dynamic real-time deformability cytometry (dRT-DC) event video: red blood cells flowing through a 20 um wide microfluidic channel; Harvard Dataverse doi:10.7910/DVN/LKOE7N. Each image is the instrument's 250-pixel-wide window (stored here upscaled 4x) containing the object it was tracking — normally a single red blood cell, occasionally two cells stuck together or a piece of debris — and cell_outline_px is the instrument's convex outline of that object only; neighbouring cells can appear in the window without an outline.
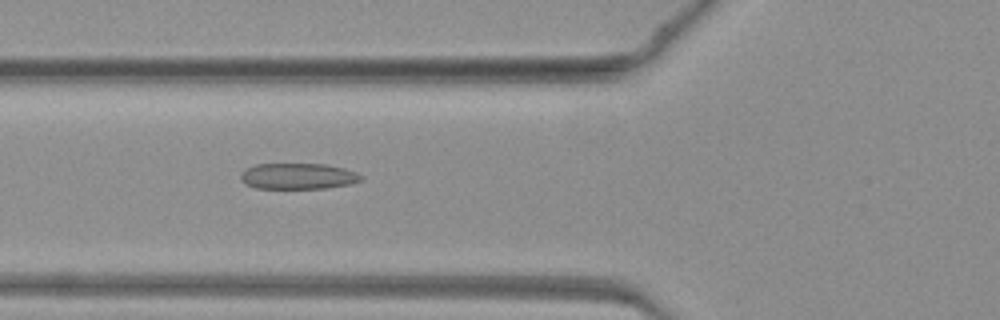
{"species": "common noctule bat (a hibernating species)", "species_latin": "Nyctalus noctula", "temperature_condition": "warm", "stored_images_in_passage": 47, "camera_frame_rate_fps": 3000, "um_per_image_px": 0.085, "animal": {"sex": "female", "body_mass_g": 19.3, "forearm_length_mm": 54.1}, "frame": {"image": 1, "passage_image": 18, "time_ms": 5.667, "image_size_px": [1000, 320], "cell_outline_px": [[364, 180], [352, 184], [324, 188], [256, 188], [244, 184], [240, 180], [240, 172], [244, 168], [256, 164], [324, 164], [344, 168], [356, 172], [364, 176]], "centroid_in_image_um": [25.32, 14.97], "position_along_channel_um": 100.5, "area_um2": 18.5}}
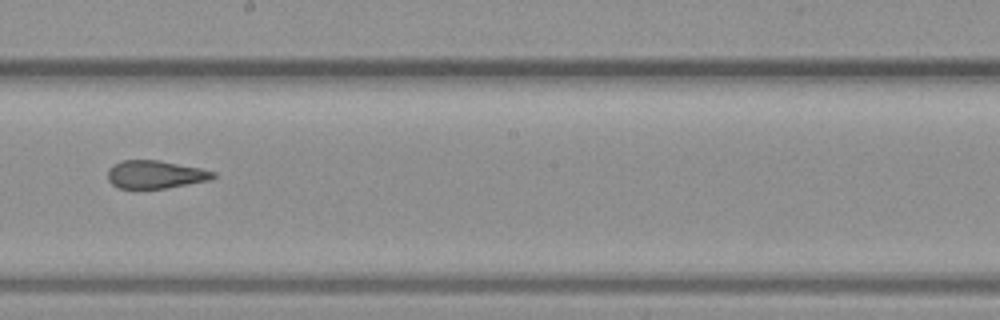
{"frame": {"image": 2, "passage_image": 27, "time_ms": 8.667, "image_size_px": [1000, 320], "cell_outline_px": [[216, 176], [212, 180], [164, 188], [120, 188], [112, 184], [108, 180], [108, 168], [112, 164], [124, 160], [160, 160], [200, 168], [216, 172]], "centroid_in_image_um": [13.21, 14.82], "position_along_channel_um": 235.0, "area_um2": 17.22}}
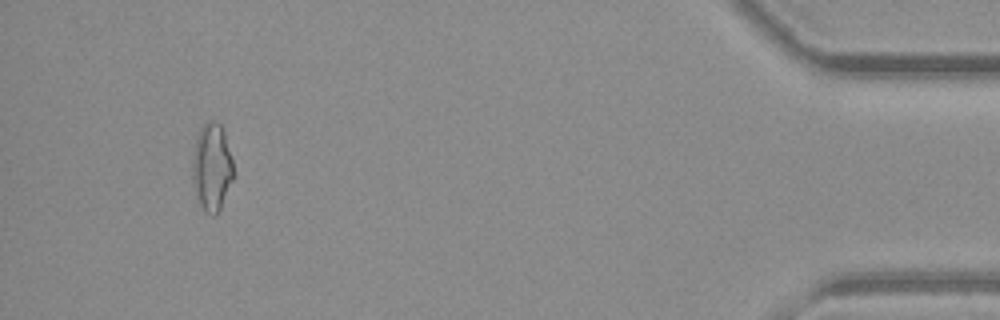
{"frame": {"image": 3, "passage_image": 44, "time_ms": 14.333, "image_size_px": [1000, 320], "cell_outline_px": [[232, 180], [220, 208], [216, 216], [212, 216], [204, 212], [196, 196], [192, 184], [192, 152], [196, 136], [200, 124], [208, 120], [216, 120], [220, 124], [224, 132], [232, 160]], "centroid_in_image_um": [17.95, 14.17], "position_along_channel_um": 417.2, "area_um2": 21.27}}